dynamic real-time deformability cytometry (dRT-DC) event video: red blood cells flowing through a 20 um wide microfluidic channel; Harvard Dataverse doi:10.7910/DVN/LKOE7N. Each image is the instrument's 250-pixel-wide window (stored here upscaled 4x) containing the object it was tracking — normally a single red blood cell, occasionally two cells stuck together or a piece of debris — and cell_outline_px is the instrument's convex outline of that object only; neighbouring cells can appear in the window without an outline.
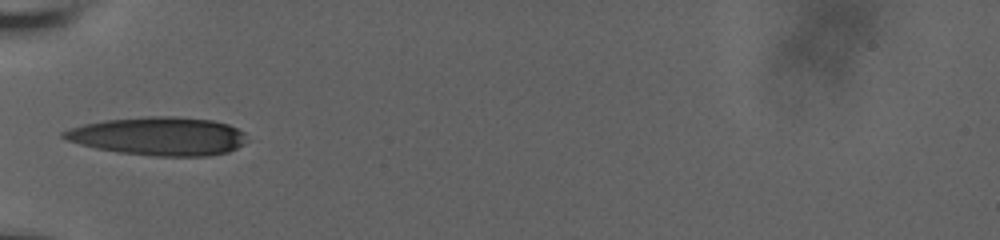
{"species": "human", "species_latin": "Homo sapiens", "temperature_condition": "room temperature", "stored_images_in_passage": 2, "camera_frame_rate_fps": 3000, "um_per_image_px": 0.085, "donor": {"sex": "male"}, "frame": {"image": 1, "passage_image": 1, "time_ms": 0.0, "image_size_px": [1000, 240], "cell_outline_px": [[244, 144], [228, 152], [208, 156], [156, 156], [116, 152], [96, 148], [80, 144], [68, 140], [60, 136], [60, 132], [68, 128], [84, 124], [104, 120], [144, 116], [176, 116], [212, 120], [228, 124], [244, 132]], "centroid_in_image_um": [13.45, 11.57], "position_along_channel_um": 71.5, "area_um2": 41.1}}